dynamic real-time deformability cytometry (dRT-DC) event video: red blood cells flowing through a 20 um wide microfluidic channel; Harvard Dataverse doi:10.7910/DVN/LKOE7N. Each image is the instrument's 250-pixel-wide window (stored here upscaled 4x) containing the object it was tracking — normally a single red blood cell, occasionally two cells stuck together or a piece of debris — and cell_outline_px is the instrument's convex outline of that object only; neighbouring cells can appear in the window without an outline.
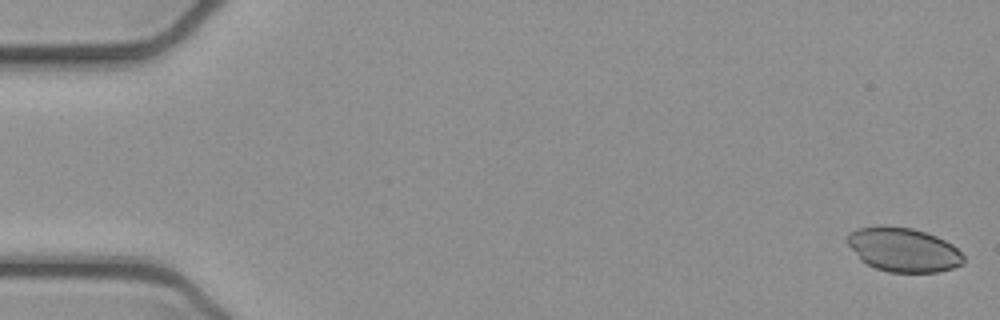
{"species": "common noctule bat (a hibernating species)", "species_latin": "Nyctalus noctula", "temperature_condition": "cold", "stored_images_in_passage": 16, "camera_frame_rate_fps": 3000, "um_per_image_px": 0.085, "animal": {"sex": "female", "body_mass_g": 21.9}, "frame": {"image": 1, "passage_image": 1, "time_ms": 0.0, "image_size_px": [1000, 320], "cell_outline_px": [[964, 264], [952, 268], [936, 272], [888, 272], [876, 268], [860, 260], [848, 244], [848, 232], [856, 228], [880, 224], [884, 224], [912, 228], [936, 236], [952, 244], [964, 256]], "centroid_in_image_um": [76.76, 21.2], "position_along_channel_um": 8.2, "area_um2": 30.06}}
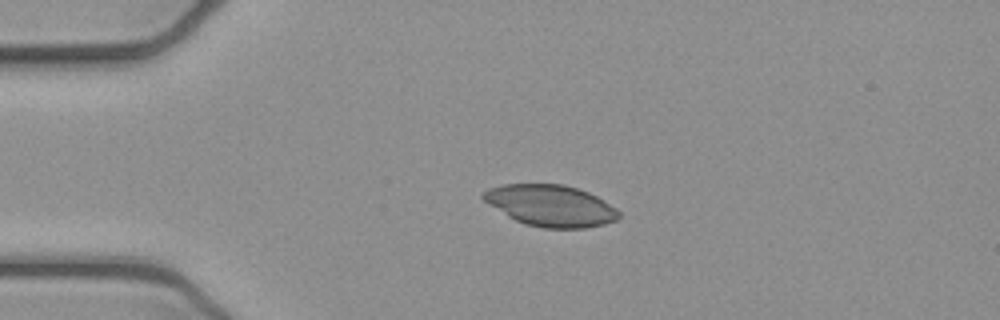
{"frame": {"image": 2, "passage_image": 12, "time_ms": 3.667, "image_size_px": [1000, 320], "cell_outline_px": [[620, 216], [616, 220], [604, 224], [584, 228], [544, 228], [524, 224], [508, 216], [484, 200], [480, 196], [488, 188], [504, 184], [564, 184], [588, 192], [604, 200], [616, 208], [620, 212]], "centroid_in_image_um": [46.82, 17.48], "position_along_channel_um": 38.2, "area_um2": 32.6}}